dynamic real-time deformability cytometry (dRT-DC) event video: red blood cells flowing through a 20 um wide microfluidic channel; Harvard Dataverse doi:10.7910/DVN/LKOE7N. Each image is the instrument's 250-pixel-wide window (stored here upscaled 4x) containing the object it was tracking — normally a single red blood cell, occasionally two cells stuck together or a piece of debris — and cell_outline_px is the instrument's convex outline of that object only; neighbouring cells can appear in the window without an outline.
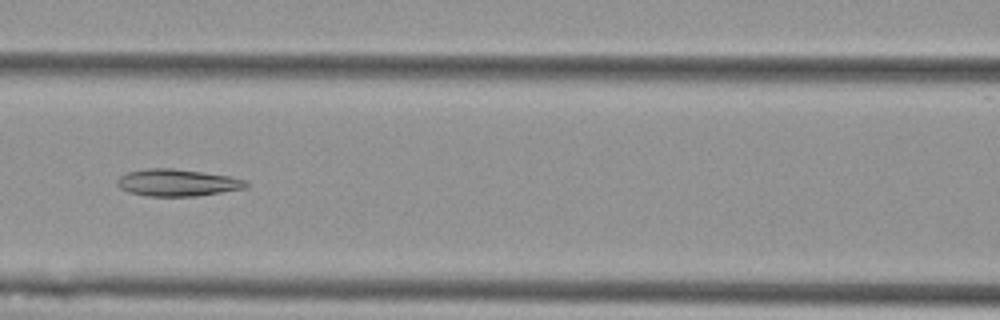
{"species": "Egyptian fruit bat (a non-hibernating species)", "species_latin": "Rousettus aegyptiacus", "temperature_condition": "cold", "stored_images_in_passage": 44, "camera_frame_rate_fps": 3000, "um_per_image_px": 0.085, "animal": {"sex": "female"}, "frame": {"image": 1, "passage_image": 13, "time_ms": 4.0, "image_size_px": [1000, 320], "cell_outline_px": [[248, 188], [196, 196], [148, 196], [128, 192], [120, 188], [116, 184], [116, 180], [120, 176], [128, 172], [148, 168], [172, 168], [228, 176], [244, 180], [248, 184]], "centroid_in_image_um": [15.04, 15.53], "position_along_channel_um": 151.6, "area_um2": 20.17}}
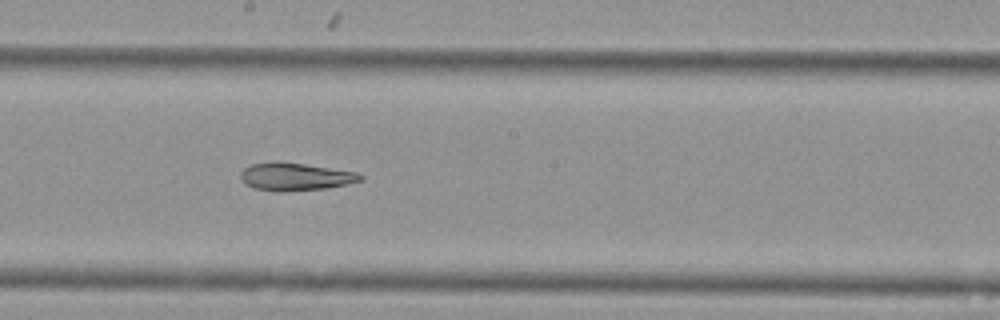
{"frame": {"image": 2, "passage_image": 19, "time_ms": 6.0, "image_size_px": [1000, 320], "cell_outline_px": [[364, 180], [328, 188], [276, 192], [252, 188], [240, 180], [240, 172], [244, 168], [252, 164], [272, 160], [304, 164], [360, 172], [364, 176]], "centroid_in_image_um": [25.09, 15.01], "position_along_channel_um": 223.1, "area_um2": 19.77}}
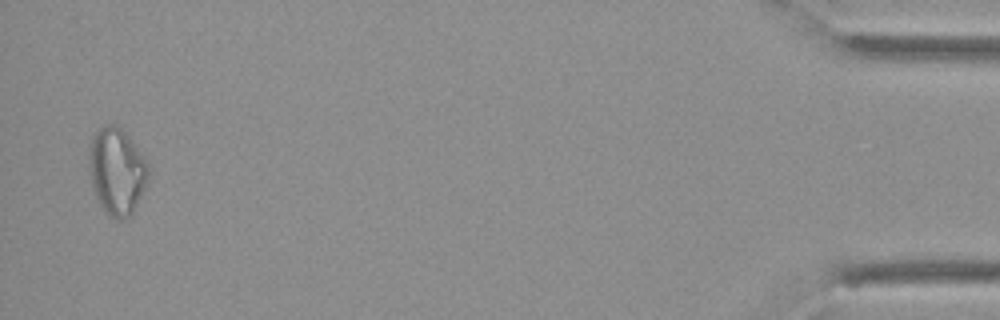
{"frame": {"image": 3, "passage_image": 43, "time_ms": 14.0, "image_size_px": [1000, 320], "cell_outline_px": [[148, 180], [144, 192], [132, 216], [124, 220], [116, 220], [108, 216], [100, 204], [92, 188], [88, 168], [88, 148], [92, 136], [96, 128], [104, 124], [116, 124], [128, 136], [144, 156], [148, 164]], "centroid_in_image_um": [9.91, 14.57], "position_along_channel_um": 425.3, "area_um2": 30.87}}